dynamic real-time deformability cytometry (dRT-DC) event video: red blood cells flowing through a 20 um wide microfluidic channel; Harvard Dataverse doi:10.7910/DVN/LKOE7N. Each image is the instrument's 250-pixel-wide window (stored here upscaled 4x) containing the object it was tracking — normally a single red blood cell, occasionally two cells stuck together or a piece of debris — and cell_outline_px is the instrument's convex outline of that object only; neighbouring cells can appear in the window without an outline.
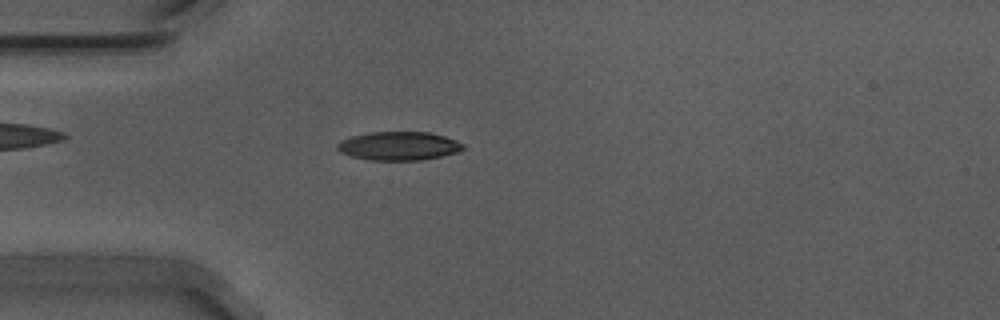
{"species": "Egyptian fruit bat (a non-hibernating species)", "species_latin": "Rousettus aegyptiacus", "temperature_condition": "warm", "stored_images_in_passage": 34, "camera_frame_rate_fps": 3000, "um_per_image_px": 0.085, "animal": {"sex": "male"}, "frame": {"image": 1, "passage_image": 1, "time_ms": 0.0, "image_size_px": [1000, 320], "cell_outline_px": [[464, 148], [460, 152], [424, 160], [372, 160], [352, 156], [340, 152], [336, 148], [336, 144], [352, 136], [372, 132], [428, 132], [444, 136], [456, 140], [464, 144]], "centroid_in_image_um": [33.94, 12.41], "position_along_channel_um": 51.1, "area_um2": 20.92}}
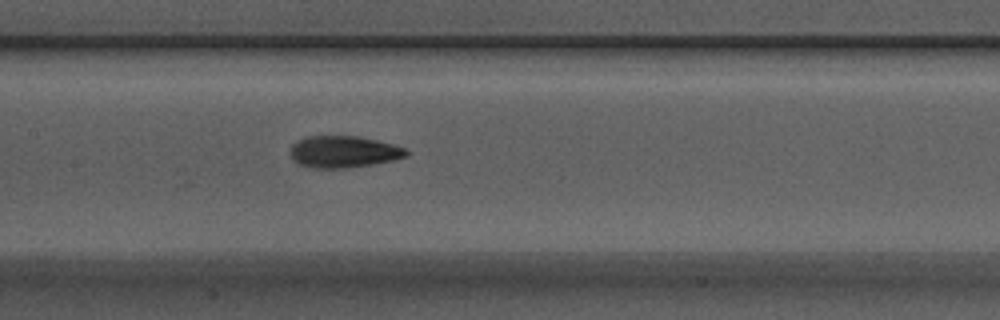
{"frame": {"image": 2, "passage_image": 12, "time_ms": 3.667, "image_size_px": [1000, 320], "cell_outline_px": [[408, 156], [392, 160], [372, 164], [348, 168], [308, 168], [300, 164], [292, 156], [292, 144], [296, 140], [304, 136], [356, 136], [376, 140], [392, 144], [404, 148], [408, 152]], "centroid_in_image_um": [29.19, 12.9], "position_along_channel_um": 178.2, "area_um2": 21.33}}
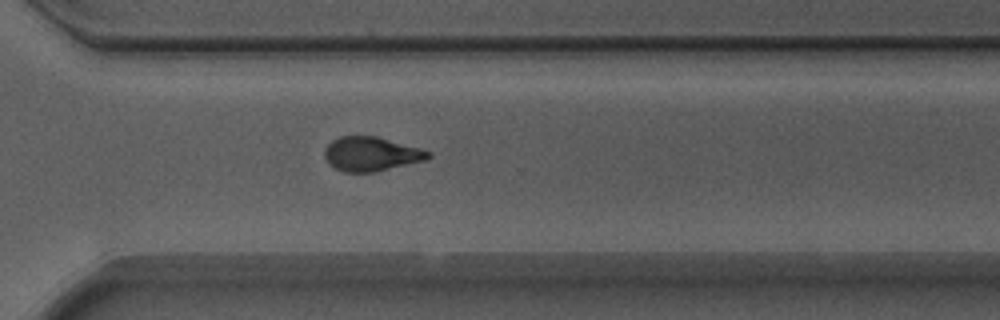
{"frame": {"image": 3, "passage_image": 25, "time_ms": 8.0, "image_size_px": [1000, 320], "cell_outline_px": [[432, 156], [424, 160], [376, 172], [344, 172], [328, 164], [324, 156], [324, 148], [332, 140], [340, 136], [376, 136], [420, 148], [432, 152]], "centroid_in_image_um": [31.53, 13.09], "position_along_channel_um": 339.1, "area_um2": 20.69}, "authors_computed_cell_mechanics": {"area_um2": 20.808, "velocity_mm_per_s": 3.7183, "shape_relaxation_time_tau1_ms": 3.9106, "shape_relaxation_time_tau2_ms": 1.9027, "deformation_change_tau1": 0.1494, "deformation_change_tau2": 0.0879}}